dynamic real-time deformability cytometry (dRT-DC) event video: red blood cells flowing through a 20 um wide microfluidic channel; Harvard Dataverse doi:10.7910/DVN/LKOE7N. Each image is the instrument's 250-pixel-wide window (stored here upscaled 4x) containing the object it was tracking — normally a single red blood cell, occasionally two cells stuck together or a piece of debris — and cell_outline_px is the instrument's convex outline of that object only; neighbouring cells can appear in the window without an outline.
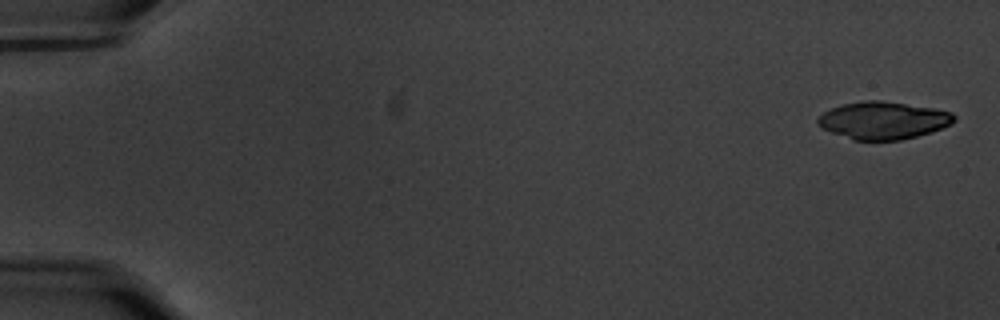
{"species": "common noctule bat (a hibernating species)", "species_latin": "Nyctalus noctula", "temperature_condition": "warm", "stored_images_in_passage": 57, "camera_frame_rate_fps": 3000, "um_per_image_px": 0.085, "animal": {"sex": "male", "body_mass_g": 20.1, "forearm_length_mm": 53.5}, "frame": {"image": 1, "passage_image": 2, "time_ms": 0.333, "image_size_px": [1000, 320], "cell_outline_px": [[956, 120], [952, 124], [932, 132], [900, 140], [852, 140], [820, 128], [816, 124], [816, 120], [824, 112], [832, 108], [844, 104], [864, 100], [880, 100], [932, 108], [952, 112], [956, 116]], "centroid_in_image_um": [75.07, 10.24], "position_along_channel_um": 9.9, "area_um2": 29.82}, "authors_computed_cell_mechanics": {"area_um2": 23.0622, "velocity_mm_per_s": 3.5487, "shape_relaxation_time_tau1_ms": 3.0594, "shape_relaxation_time_tau2_ms": 1.6744, "deformation_change_tau1": 0.158, "deformation_change_tau2": 0.0872}}